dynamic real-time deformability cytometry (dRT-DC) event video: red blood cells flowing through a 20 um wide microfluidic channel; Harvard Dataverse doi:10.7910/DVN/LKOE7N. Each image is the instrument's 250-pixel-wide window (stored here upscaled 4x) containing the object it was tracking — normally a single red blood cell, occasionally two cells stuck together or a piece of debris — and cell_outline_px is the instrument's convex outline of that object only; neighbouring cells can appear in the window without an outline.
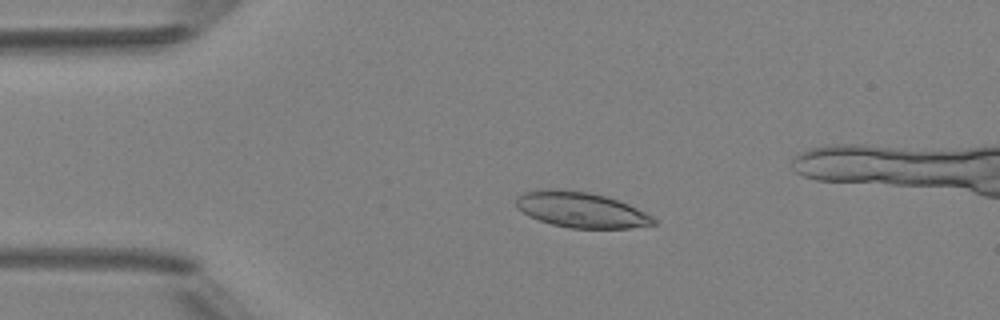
{"species": "Egyptian fruit bat (a non-hibernating species)", "species_latin": "Rousettus aegyptiacus", "temperature_condition": "room temperature", "stored_images_in_passage": 5, "camera_frame_rate_fps": 3000, "um_per_image_px": 0.085, "animal": {"sex": "female"}, "frame": {"image": 1, "passage_image": 3, "time_ms": 2.333, "image_size_px": [1000, 320], "cell_outline_px": [[656, 224], [628, 228], [572, 228], [552, 224], [528, 216], [516, 208], [516, 200], [524, 192], [544, 188], [556, 188], [588, 192], [604, 196], [628, 204], [652, 216], [656, 220]], "centroid_in_image_um": [49.35, 17.82], "position_along_channel_um": 35.6, "area_um2": 28.32}}
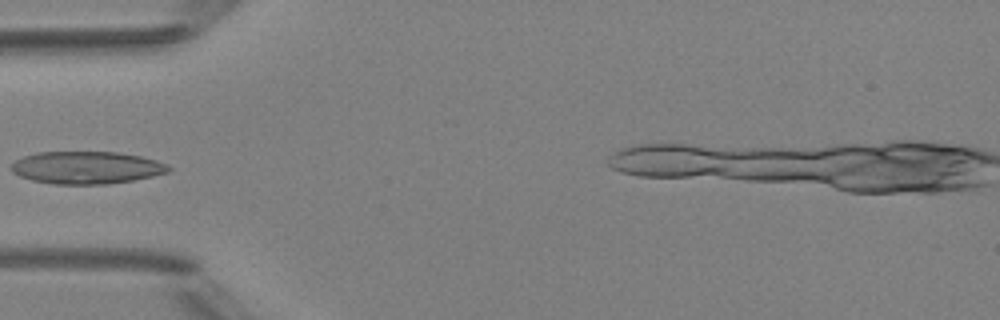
{"frame": {"image": 2, "passage_image": 4, "time_ms": 4.333, "image_size_px": [1000, 320], "cell_outline_px": [[172, 168], [168, 172], [152, 176], [132, 180], [104, 184], [56, 184], [32, 180], [20, 176], [12, 172], [12, 164], [16, 160], [24, 156], [36, 152], [116, 152], [140, 156], [156, 160], [168, 164]], "centroid_in_image_um": [7.37, 14.24], "position_along_channel_um": 77.6, "area_um2": 29.59}}
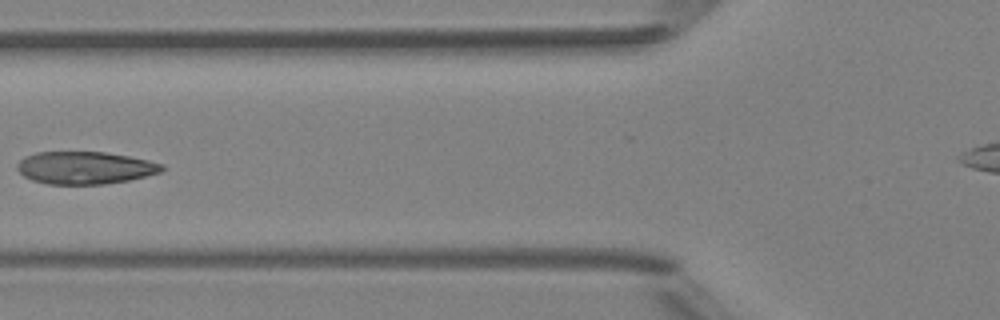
{"frame": {"image": 3, "passage_image": 5, "time_ms": 5.333, "image_size_px": [1000, 320], "cell_outline_px": [[164, 168], [160, 172], [128, 180], [104, 184], [48, 184], [32, 180], [24, 176], [16, 168], [16, 164], [24, 156], [36, 152], [104, 152], [128, 156], [148, 160], [164, 164]], "centroid_in_image_um": [7.19, 14.25], "position_along_channel_um": 118.6, "area_um2": 27.34}}